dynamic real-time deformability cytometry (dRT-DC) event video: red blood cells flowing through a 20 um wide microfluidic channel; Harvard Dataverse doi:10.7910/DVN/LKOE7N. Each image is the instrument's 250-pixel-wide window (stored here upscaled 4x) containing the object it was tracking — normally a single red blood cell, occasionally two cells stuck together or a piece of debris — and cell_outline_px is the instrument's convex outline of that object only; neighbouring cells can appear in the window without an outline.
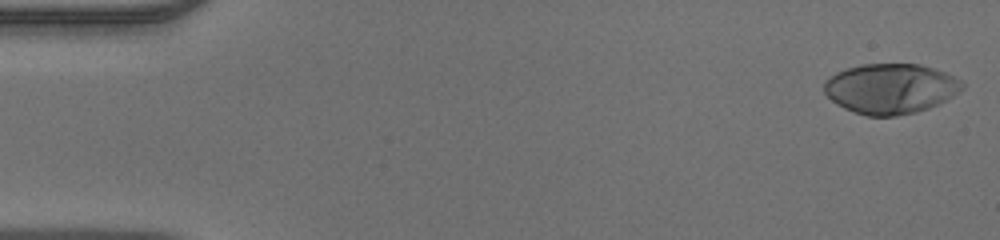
{"species": "human", "species_latin": "Homo sapiens", "temperature_condition": "warm", "stored_images_in_passage": 48, "camera_frame_rate_fps": 3000, "um_per_image_px": 0.085, "donor": {"sex": "male"}, "frame": {"image": 1, "passage_image": 1, "time_ms": 0.0, "image_size_px": [1000, 240], "cell_outline_px": [[964, 88], [960, 92], [928, 108], [916, 112], [896, 116], [868, 116], [844, 108], [836, 104], [824, 92], [824, 84], [836, 72], [844, 68], [860, 64], [920, 64], [944, 72], [960, 80], [964, 84]], "centroid_in_image_um": [75.69, 7.53], "position_along_channel_um": 9.3, "area_um2": 40.11}}
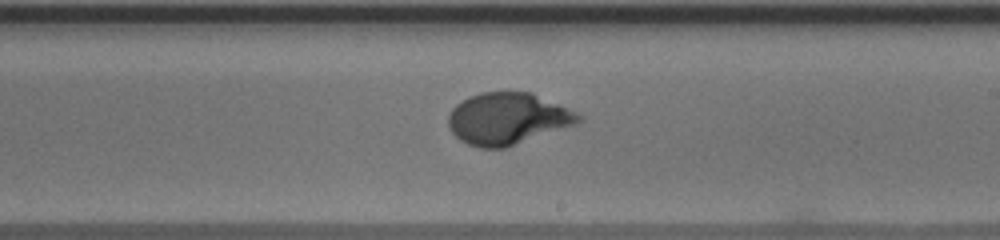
{"frame": {"image": 2, "passage_image": 28, "time_ms": 9.0, "image_size_px": [1000, 240], "cell_outline_px": [[584, 116], [580, 124], [504, 148], [480, 148], [468, 144], [460, 140], [452, 132], [448, 124], [448, 116], [452, 108], [456, 104], [468, 96], [480, 92], [532, 92], [560, 104]], "centroid_in_image_um": [43.19, 10.08], "position_along_channel_um": 245.8, "area_um2": 39.65}}
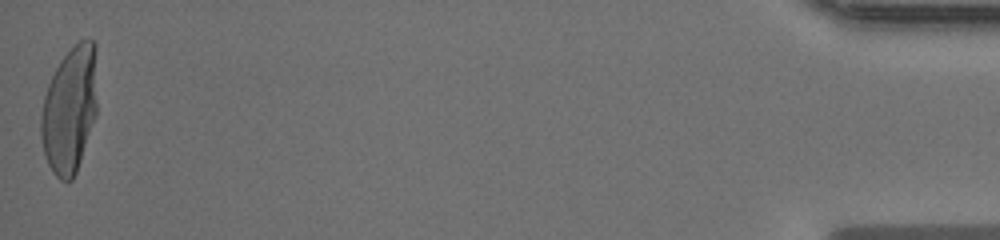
{"frame": {"image": 3, "passage_image": 48, "time_ms": 15.667, "image_size_px": [1000, 240], "cell_outline_px": [[96, 116], [76, 172], [72, 180], [60, 180], [52, 172], [48, 164], [44, 152], [40, 136], [40, 116], [44, 96], [48, 84], [60, 60], [80, 40], [92, 40], [96, 44]], "centroid_in_image_um": [5.91, 9.33], "position_along_channel_um": 429.3, "area_um2": 41.44}}